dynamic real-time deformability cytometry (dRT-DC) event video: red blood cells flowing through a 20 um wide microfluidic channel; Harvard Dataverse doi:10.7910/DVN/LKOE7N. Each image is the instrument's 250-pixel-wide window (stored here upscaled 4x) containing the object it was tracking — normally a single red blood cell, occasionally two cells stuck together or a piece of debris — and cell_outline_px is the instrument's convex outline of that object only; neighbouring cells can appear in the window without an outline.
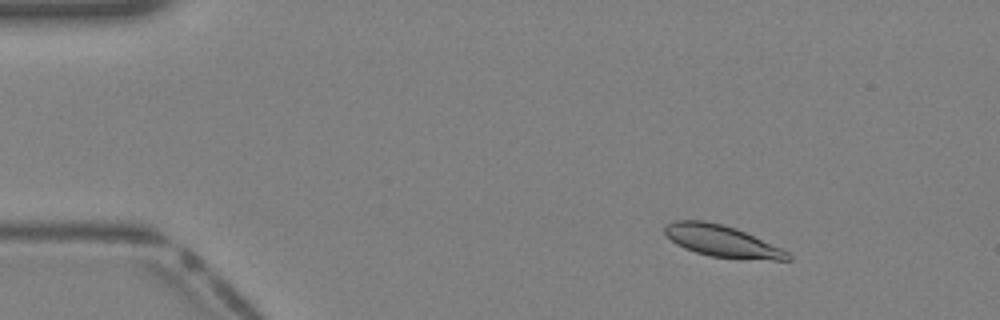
{"species": "Egyptian fruit bat (a non-hibernating species)", "species_latin": "Rousettus aegyptiacus", "temperature_condition": "warm", "stored_images_in_passage": 40, "camera_frame_rate_fps": 3000, "um_per_image_px": 0.085, "animal": {"sex": "female"}, "frame": {"image": 1, "passage_image": 6, "time_ms": 1.667, "image_size_px": [1000, 320], "cell_outline_px": [[792, 260], [772, 260], [708, 256], [684, 248], [676, 244], [664, 232], [664, 228], [668, 224], [676, 220], [704, 220], [724, 224], [736, 228], [780, 248], [788, 252], [792, 256]], "centroid_in_image_um": [61.36, 20.48], "position_along_channel_um": 23.6, "area_um2": 22.43}}
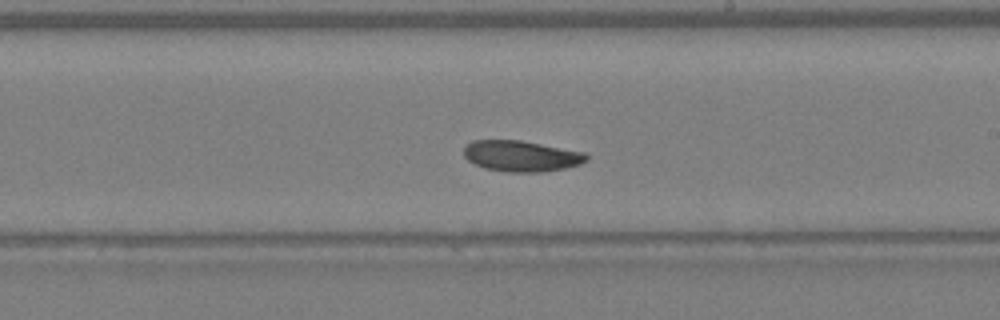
{"frame": {"image": 2, "passage_image": 24, "time_ms": 7.667, "image_size_px": [1000, 320], "cell_outline_px": [[588, 160], [580, 164], [564, 168], [544, 172], [508, 172], [484, 168], [468, 160], [464, 156], [464, 148], [472, 140], [520, 140], [588, 152]], "centroid_in_image_um": [44.35, 13.26], "position_along_channel_um": 244.6, "area_um2": 22.25}}
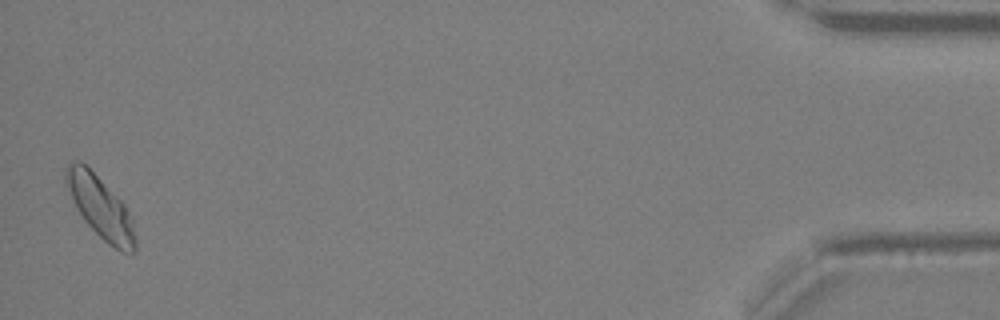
{"frame": {"image": 3, "passage_image": 40, "time_ms": 13.0, "image_size_px": [1000, 320], "cell_outline_px": [[136, 252], [120, 252], [108, 244], [84, 220], [76, 208], [64, 180], [64, 168], [72, 160], [80, 160], [124, 204], [132, 220], [136, 236]], "centroid_in_image_um": [8.52, 17.63], "position_along_channel_um": 426.7, "area_um2": 24.62}}